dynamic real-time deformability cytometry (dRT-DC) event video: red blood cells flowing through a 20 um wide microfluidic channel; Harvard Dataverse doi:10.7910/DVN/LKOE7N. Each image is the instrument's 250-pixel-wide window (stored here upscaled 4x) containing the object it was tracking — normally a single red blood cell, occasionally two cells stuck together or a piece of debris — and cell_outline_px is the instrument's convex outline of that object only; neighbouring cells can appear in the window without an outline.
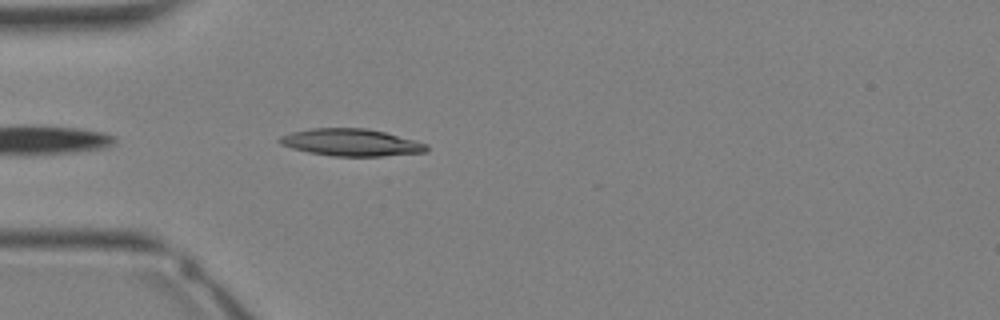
{"species": "Egyptian fruit bat (a non-hibernating species)", "species_latin": "Rousettus aegyptiacus", "temperature_condition": "warm", "stored_images_in_passage": 7, "camera_frame_rate_fps": 3000, "um_per_image_px": 0.085, "animal": {"sex": "female"}, "frame": {"image": 1, "passage_image": 2, "time_ms": 0.333, "image_size_px": [1000, 320], "cell_outline_px": [[428, 152], [384, 156], [332, 156], [308, 152], [292, 148], [280, 144], [276, 140], [280, 136], [292, 132], [312, 128], [368, 128], [416, 140], [428, 144]], "centroid_in_image_um": [29.86, 12.11], "position_along_channel_um": 55.1, "area_um2": 23.41}}
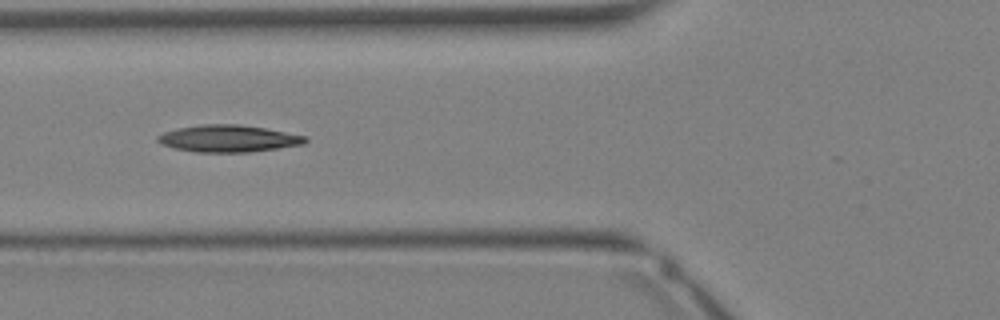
{"frame": {"image": 2, "passage_image": 5, "time_ms": 1.333, "image_size_px": [1000, 320], "cell_outline_px": [[308, 140], [304, 144], [248, 152], [196, 152], [176, 148], [160, 144], [156, 140], [156, 136], [164, 132], [176, 128], [204, 124], [240, 124], [264, 128], [308, 136]], "centroid_in_image_um": [19.39, 11.77], "position_along_channel_um": 106.4, "area_um2": 23.18}}